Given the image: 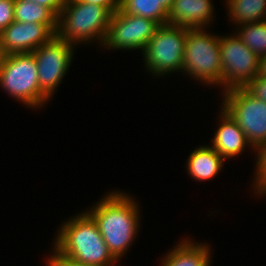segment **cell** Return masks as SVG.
I'll return each mask as SVG.
<instances>
[{
	"instance_id": "d4e9b609",
	"label": "cell",
	"mask_w": 266,
	"mask_h": 266,
	"mask_svg": "<svg viewBox=\"0 0 266 266\" xmlns=\"http://www.w3.org/2000/svg\"><path fill=\"white\" fill-rule=\"evenodd\" d=\"M87 3L97 4L108 8L112 13L120 8L121 0H83Z\"/></svg>"
},
{
	"instance_id": "9c48e42d",
	"label": "cell",
	"mask_w": 266,
	"mask_h": 266,
	"mask_svg": "<svg viewBox=\"0 0 266 266\" xmlns=\"http://www.w3.org/2000/svg\"><path fill=\"white\" fill-rule=\"evenodd\" d=\"M75 45L56 35L47 43L41 44L32 54L35 57L40 90L51 99L55 90L67 74Z\"/></svg>"
},
{
	"instance_id": "9a60e30c",
	"label": "cell",
	"mask_w": 266,
	"mask_h": 266,
	"mask_svg": "<svg viewBox=\"0 0 266 266\" xmlns=\"http://www.w3.org/2000/svg\"><path fill=\"white\" fill-rule=\"evenodd\" d=\"M225 159L210 145L200 146L193 150L186 164L188 175L196 181H209L221 171Z\"/></svg>"
},
{
	"instance_id": "5bb4252c",
	"label": "cell",
	"mask_w": 266,
	"mask_h": 266,
	"mask_svg": "<svg viewBox=\"0 0 266 266\" xmlns=\"http://www.w3.org/2000/svg\"><path fill=\"white\" fill-rule=\"evenodd\" d=\"M160 261L161 266H211V247L188 237L180 241Z\"/></svg>"
},
{
	"instance_id": "4316f807",
	"label": "cell",
	"mask_w": 266,
	"mask_h": 266,
	"mask_svg": "<svg viewBox=\"0 0 266 266\" xmlns=\"http://www.w3.org/2000/svg\"><path fill=\"white\" fill-rule=\"evenodd\" d=\"M258 75L266 77V55L260 57V70Z\"/></svg>"
},
{
	"instance_id": "7c38bea8",
	"label": "cell",
	"mask_w": 266,
	"mask_h": 266,
	"mask_svg": "<svg viewBox=\"0 0 266 266\" xmlns=\"http://www.w3.org/2000/svg\"><path fill=\"white\" fill-rule=\"evenodd\" d=\"M211 0H173L167 23L189 29L205 28L213 22Z\"/></svg>"
},
{
	"instance_id": "52a82bcc",
	"label": "cell",
	"mask_w": 266,
	"mask_h": 266,
	"mask_svg": "<svg viewBox=\"0 0 266 266\" xmlns=\"http://www.w3.org/2000/svg\"><path fill=\"white\" fill-rule=\"evenodd\" d=\"M222 93L221 107L234 119L257 151L266 143V102L254 98L244 88Z\"/></svg>"
},
{
	"instance_id": "83f0119b",
	"label": "cell",
	"mask_w": 266,
	"mask_h": 266,
	"mask_svg": "<svg viewBox=\"0 0 266 266\" xmlns=\"http://www.w3.org/2000/svg\"><path fill=\"white\" fill-rule=\"evenodd\" d=\"M167 11L170 10L173 0H157Z\"/></svg>"
},
{
	"instance_id": "ffe728a7",
	"label": "cell",
	"mask_w": 266,
	"mask_h": 266,
	"mask_svg": "<svg viewBox=\"0 0 266 266\" xmlns=\"http://www.w3.org/2000/svg\"><path fill=\"white\" fill-rule=\"evenodd\" d=\"M256 170L252 187L255 189L266 178V143L256 151Z\"/></svg>"
},
{
	"instance_id": "3957f363",
	"label": "cell",
	"mask_w": 266,
	"mask_h": 266,
	"mask_svg": "<svg viewBox=\"0 0 266 266\" xmlns=\"http://www.w3.org/2000/svg\"><path fill=\"white\" fill-rule=\"evenodd\" d=\"M112 14L104 6L66 0L58 15L56 36L75 46L94 40L103 46Z\"/></svg>"
},
{
	"instance_id": "7a4b0ae2",
	"label": "cell",
	"mask_w": 266,
	"mask_h": 266,
	"mask_svg": "<svg viewBox=\"0 0 266 266\" xmlns=\"http://www.w3.org/2000/svg\"><path fill=\"white\" fill-rule=\"evenodd\" d=\"M54 248L77 262L92 266H116L118 262L108 249L98 225L86 211L61 224L56 231Z\"/></svg>"
},
{
	"instance_id": "2e32d148",
	"label": "cell",
	"mask_w": 266,
	"mask_h": 266,
	"mask_svg": "<svg viewBox=\"0 0 266 266\" xmlns=\"http://www.w3.org/2000/svg\"><path fill=\"white\" fill-rule=\"evenodd\" d=\"M229 21L234 25L266 20V0H226Z\"/></svg>"
},
{
	"instance_id": "4fadbf2b",
	"label": "cell",
	"mask_w": 266,
	"mask_h": 266,
	"mask_svg": "<svg viewBox=\"0 0 266 266\" xmlns=\"http://www.w3.org/2000/svg\"><path fill=\"white\" fill-rule=\"evenodd\" d=\"M219 113V127H217L210 146L226 160L238 157L247 146L251 147L256 154V150L234 119L222 107Z\"/></svg>"
},
{
	"instance_id": "d6986e66",
	"label": "cell",
	"mask_w": 266,
	"mask_h": 266,
	"mask_svg": "<svg viewBox=\"0 0 266 266\" xmlns=\"http://www.w3.org/2000/svg\"><path fill=\"white\" fill-rule=\"evenodd\" d=\"M237 28L236 35L249 49L259 57L266 55V20L238 25Z\"/></svg>"
},
{
	"instance_id": "f1b7e54d",
	"label": "cell",
	"mask_w": 266,
	"mask_h": 266,
	"mask_svg": "<svg viewBox=\"0 0 266 266\" xmlns=\"http://www.w3.org/2000/svg\"><path fill=\"white\" fill-rule=\"evenodd\" d=\"M5 57H6V53L3 49L2 39H1V35H0V64L3 62Z\"/></svg>"
},
{
	"instance_id": "484cf974",
	"label": "cell",
	"mask_w": 266,
	"mask_h": 266,
	"mask_svg": "<svg viewBox=\"0 0 266 266\" xmlns=\"http://www.w3.org/2000/svg\"><path fill=\"white\" fill-rule=\"evenodd\" d=\"M253 190H255L253 192L258 194L259 197L266 195V178Z\"/></svg>"
},
{
	"instance_id": "e0dca14e",
	"label": "cell",
	"mask_w": 266,
	"mask_h": 266,
	"mask_svg": "<svg viewBox=\"0 0 266 266\" xmlns=\"http://www.w3.org/2000/svg\"><path fill=\"white\" fill-rule=\"evenodd\" d=\"M122 12L150 18L159 25L167 23L168 11L157 0H121Z\"/></svg>"
},
{
	"instance_id": "ba28073f",
	"label": "cell",
	"mask_w": 266,
	"mask_h": 266,
	"mask_svg": "<svg viewBox=\"0 0 266 266\" xmlns=\"http://www.w3.org/2000/svg\"><path fill=\"white\" fill-rule=\"evenodd\" d=\"M222 91L244 88L260 70V57L236 35L220 36Z\"/></svg>"
},
{
	"instance_id": "7402d4cb",
	"label": "cell",
	"mask_w": 266,
	"mask_h": 266,
	"mask_svg": "<svg viewBox=\"0 0 266 266\" xmlns=\"http://www.w3.org/2000/svg\"><path fill=\"white\" fill-rule=\"evenodd\" d=\"M15 0H0V32L14 21Z\"/></svg>"
},
{
	"instance_id": "8fae6325",
	"label": "cell",
	"mask_w": 266,
	"mask_h": 266,
	"mask_svg": "<svg viewBox=\"0 0 266 266\" xmlns=\"http://www.w3.org/2000/svg\"><path fill=\"white\" fill-rule=\"evenodd\" d=\"M57 31V24L13 21L0 32L6 54L32 53L49 42Z\"/></svg>"
},
{
	"instance_id": "cb8c5ba5",
	"label": "cell",
	"mask_w": 266,
	"mask_h": 266,
	"mask_svg": "<svg viewBox=\"0 0 266 266\" xmlns=\"http://www.w3.org/2000/svg\"><path fill=\"white\" fill-rule=\"evenodd\" d=\"M30 2H35L41 6L49 8L57 17L65 5L66 0H26Z\"/></svg>"
},
{
	"instance_id": "603a6c76",
	"label": "cell",
	"mask_w": 266,
	"mask_h": 266,
	"mask_svg": "<svg viewBox=\"0 0 266 266\" xmlns=\"http://www.w3.org/2000/svg\"><path fill=\"white\" fill-rule=\"evenodd\" d=\"M52 249L53 253H51V256L46 258V264L48 266H92L77 262L73 259L66 257L65 255H62L54 247Z\"/></svg>"
},
{
	"instance_id": "5b68a950",
	"label": "cell",
	"mask_w": 266,
	"mask_h": 266,
	"mask_svg": "<svg viewBox=\"0 0 266 266\" xmlns=\"http://www.w3.org/2000/svg\"><path fill=\"white\" fill-rule=\"evenodd\" d=\"M0 87L33 110L50 101L40 90L37 64L32 53L6 54L0 64Z\"/></svg>"
},
{
	"instance_id": "8992f818",
	"label": "cell",
	"mask_w": 266,
	"mask_h": 266,
	"mask_svg": "<svg viewBox=\"0 0 266 266\" xmlns=\"http://www.w3.org/2000/svg\"><path fill=\"white\" fill-rule=\"evenodd\" d=\"M189 28L172 24L159 25L143 51L147 72L163 77L173 72H183L184 46Z\"/></svg>"
},
{
	"instance_id": "30bf717a",
	"label": "cell",
	"mask_w": 266,
	"mask_h": 266,
	"mask_svg": "<svg viewBox=\"0 0 266 266\" xmlns=\"http://www.w3.org/2000/svg\"><path fill=\"white\" fill-rule=\"evenodd\" d=\"M159 24L150 18L129 15L117 9L113 12L102 48L110 50H141L154 36Z\"/></svg>"
},
{
	"instance_id": "ac0fdd59",
	"label": "cell",
	"mask_w": 266,
	"mask_h": 266,
	"mask_svg": "<svg viewBox=\"0 0 266 266\" xmlns=\"http://www.w3.org/2000/svg\"><path fill=\"white\" fill-rule=\"evenodd\" d=\"M58 17L47 7L26 0H15L14 21L57 24Z\"/></svg>"
},
{
	"instance_id": "44dd1931",
	"label": "cell",
	"mask_w": 266,
	"mask_h": 266,
	"mask_svg": "<svg viewBox=\"0 0 266 266\" xmlns=\"http://www.w3.org/2000/svg\"><path fill=\"white\" fill-rule=\"evenodd\" d=\"M244 89L254 98L266 102V77L257 75Z\"/></svg>"
},
{
	"instance_id": "6da1fadb",
	"label": "cell",
	"mask_w": 266,
	"mask_h": 266,
	"mask_svg": "<svg viewBox=\"0 0 266 266\" xmlns=\"http://www.w3.org/2000/svg\"><path fill=\"white\" fill-rule=\"evenodd\" d=\"M135 201L132 195L130 197V194L117 189L108 192L90 210L87 209L117 261L124 257L138 235L140 207Z\"/></svg>"
},
{
	"instance_id": "277c9868",
	"label": "cell",
	"mask_w": 266,
	"mask_h": 266,
	"mask_svg": "<svg viewBox=\"0 0 266 266\" xmlns=\"http://www.w3.org/2000/svg\"><path fill=\"white\" fill-rule=\"evenodd\" d=\"M205 28L188 29L184 46L183 74L208 86L222 84L220 36ZM203 82V83H202Z\"/></svg>"
}]
</instances>
